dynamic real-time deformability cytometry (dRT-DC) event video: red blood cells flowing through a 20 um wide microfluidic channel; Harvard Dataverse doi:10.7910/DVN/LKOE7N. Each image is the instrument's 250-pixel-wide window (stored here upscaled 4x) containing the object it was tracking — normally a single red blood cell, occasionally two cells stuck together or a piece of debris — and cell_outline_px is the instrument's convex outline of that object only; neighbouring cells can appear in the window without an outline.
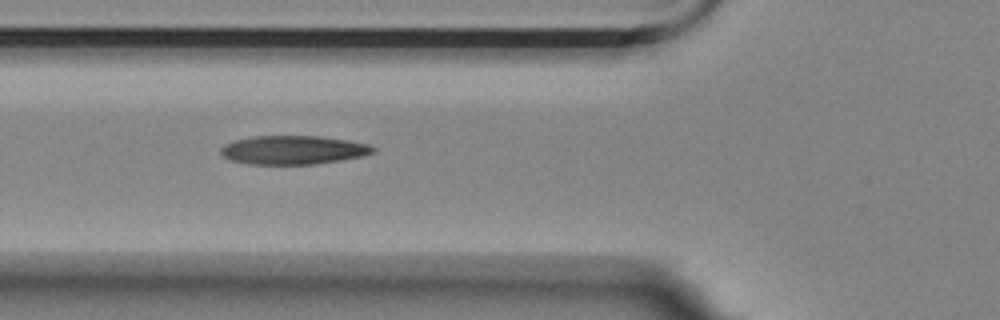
{"species": "Egyptian fruit bat (a non-hibernating species)", "species_latin": "Rousettus aegyptiacus", "temperature_condition": "room temperature", "stored_images_in_passage": 16, "camera_frame_rate_fps": 3000, "um_per_image_px": 0.085, "animal": {"sex": "female"}, "frame": {"image": 1, "passage_image": 5, "time_ms": 1.333, "image_size_px": [1000, 320], "cell_outline_px": [[376, 152], [360, 156], [340, 160], [312, 164], [252, 164], [228, 160], [220, 152], [220, 148], [224, 144], [232, 140], [252, 136], [320, 136], [348, 140], [368, 144], [376, 148]], "centroid_in_image_um": [24.89, 12.74], "position_along_channel_um": 100.9, "area_um2": 25.55}}
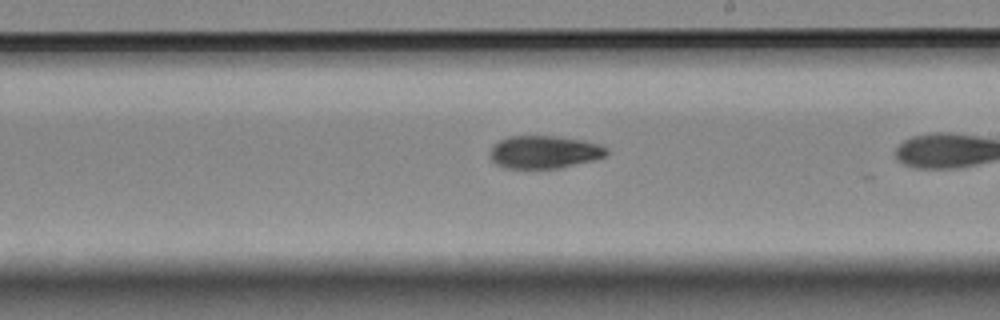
{"frame": {"image": 2, "passage_image": 14, "time_ms": 4.333, "image_size_px": [1000, 320], "cell_outline_px": [[608, 152], [604, 156], [592, 160], [560, 168], [508, 168], [496, 164], [492, 160], [488, 152], [500, 140], [508, 136], [556, 136], [584, 140], [600, 144], [608, 148]], "centroid_in_image_um": [46.27, 12.91], "position_along_channel_um": 242.7, "area_um2": 22.2}}